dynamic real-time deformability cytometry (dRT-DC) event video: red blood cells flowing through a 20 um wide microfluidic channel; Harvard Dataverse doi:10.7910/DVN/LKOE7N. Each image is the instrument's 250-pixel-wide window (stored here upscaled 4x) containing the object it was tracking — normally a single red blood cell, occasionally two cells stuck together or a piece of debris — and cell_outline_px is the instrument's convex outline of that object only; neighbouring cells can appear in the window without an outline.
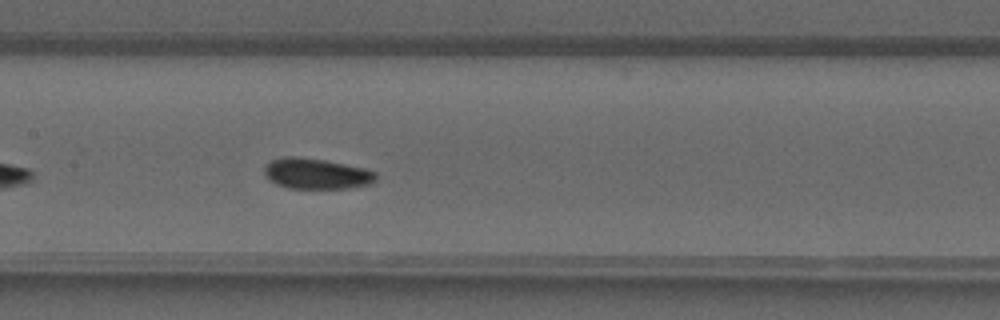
{"species": "common noctule bat (a hibernating species)", "species_latin": "Nyctalus noctula", "temperature_condition": "warm", "stored_images_in_passage": 25, "camera_frame_rate_fps": 3000, "um_per_image_px": 0.085, "animal": {"sex": "male", "forearm_length_mm": 52.5}, "frame": {"image": 1, "passage_image": 18, "time_ms": 5.667, "image_size_px": [1000, 320], "cell_outline_px": [[376, 180], [372, 184], [348, 188], [288, 188], [276, 184], [264, 176], [264, 168], [272, 160], [284, 156], [296, 156], [324, 160], [364, 168], [376, 172]], "centroid_in_image_um": [26.89, 14.76], "position_along_channel_um": 180.5, "area_um2": 19.94}}